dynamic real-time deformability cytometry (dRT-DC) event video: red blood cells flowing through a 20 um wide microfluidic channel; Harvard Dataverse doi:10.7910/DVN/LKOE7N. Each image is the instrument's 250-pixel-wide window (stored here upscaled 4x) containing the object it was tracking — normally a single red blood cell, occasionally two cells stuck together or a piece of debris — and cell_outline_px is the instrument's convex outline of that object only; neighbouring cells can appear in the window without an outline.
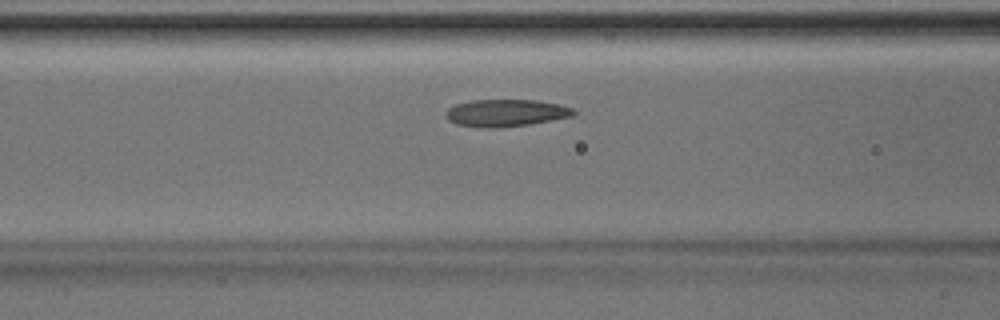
{"species": "Egyptian fruit bat (a non-hibernating species)", "species_latin": "Rousettus aegyptiacus", "temperature_condition": "room temperature", "stored_images_in_passage": 41, "camera_frame_rate_fps": 3000, "um_per_image_px": 0.085, "animal": {"sex": "male"}, "frame": {"image": 1, "passage_image": 12, "time_ms": 3.667, "image_size_px": [1000, 320], "cell_outline_px": [[576, 112], [572, 116], [528, 124], [488, 128], [456, 124], [448, 120], [444, 116], [444, 112], [448, 108], [456, 104], [472, 100], [536, 100], [556, 104], [572, 108]], "centroid_in_image_um": [42.93, 9.59], "position_along_channel_um": 123.7, "area_um2": 19.94}}
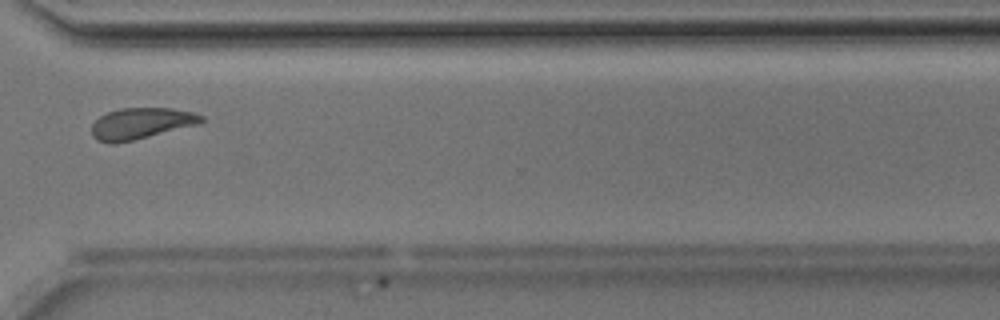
{"frame": {"image": 2, "passage_image": 29, "time_ms": 9.333, "image_size_px": [1000, 320], "cell_outline_px": [[204, 120], [200, 124], [116, 144], [108, 144], [96, 140], [92, 136], [92, 124], [100, 116], [108, 112], [120, 108], [172, 108], [192, 112], [204, 116]], "centroid_in_image_um": [11.98, 10.5], "position_along_channel_um": 358.6, "area_um2": 20.06}}
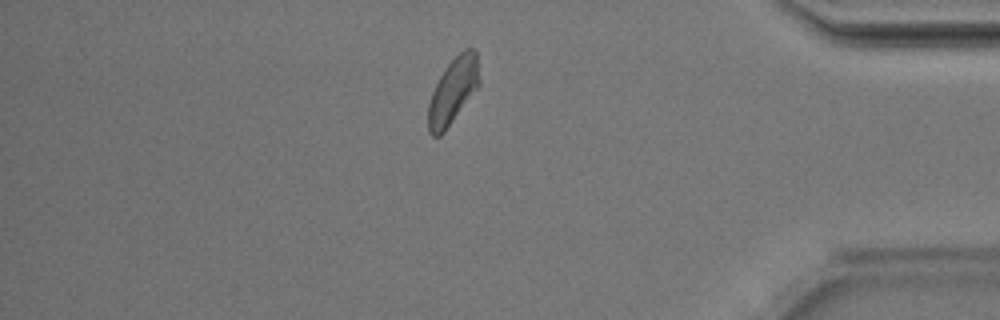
{"frame": {"image": 3, "passage_image": 34, "time_ms": 11.0, "image_size_px": [1000, 320], "cell_outline_px": [[480, 84], [444, 132], [440, 136], [432, 136], [428, 132], [428, 104], [432, 92], [444, 68], [464, 48], [472, 48], [476, 52], [480, 80]], "centroid_in_image_um": [38.5, 7.72], "position_along_channel_um": 396.7, "area_um2": 19.42}, "authors_computed_cell_mechanics": {"area_um2": 19.941, "velocity_mm_per_s": 4.1401, "shape_relaxation_time_tau1_ms": 2.2664, "shape_relaxation_time_tau2_ms": 2.2712, "deformation_change_tau1": 0.116, "deformation_change_tau2": 0.0891}}